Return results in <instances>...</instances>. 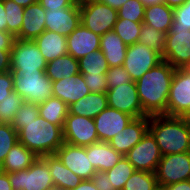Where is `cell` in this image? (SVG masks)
I'll use <instances>...</instances> for the list:
<instances>
[{
    "label": "cell",
    "instance_id": "21",
    "mask_svg": "<svg viewBox=\"0 0 190 190\" xmlns=\"http://www.w3.org/2000/svg\"><path fill=\"white\" fill-rule=\"evenodd\" d=\"M45 9L37 2L24 10L23 22L16 39L34 40L45 30Z\"/></svg>",
    "mask_w": 190,
    "mask_h": 190
},
{
    "label": "cell",
    "instance_id": "44",
    "mask_svg": "<svg viewBox=\"0 0 190 190\" xmlns=\"http://www.w3.org/2000/svg\"><path fill=\"white\" fill-rule=\"evenodd\" d=\"M13 91L12 72L0 73V102L6 99Z\"/></svg>",
    "mask_w": 190,
    "mask_h": 190
},
{
    "label": "cell",
    "instance_id": "38",
    "mask_svg": "<svg viewBox=\"0 0 190 190\" xmlns=\"http://www.w3.org/2000/svg\"><path fill=\"white\" fill-rule=\"evenodd\" d=\"M18 142V133L11 124L0 123V166L6 155Z\"/></svg>",
    "mask_w": 190,
    "mask_h": 190
},
{
    "label": "cell",
    "instance_id": "17",
    "mask_svg": "<svg viewBox=\"0 0 190 190\" xmlns=\"http://www.w3.org/2000/svg\"><path fill=\"white\" fill-rule=\"evenodd\" d=\"M45 28L48 31L69 36L80 24L81 13L79 2L65 9L45 10Z\"/></svg>",
    "mask_w": 190,
    "mask_h": 190
},
{
    "label": "cell",
    "instance_id": "52",
    "mask_svg": "<svg viewBox=\"0 0 190 190\" xmlns=\"http://www.w3.org/2000/svg\"><path fill=\"white\" fill-rule=\"evenodd\" d=\"M71 190H98L92 180H83L79 185Z\"/></svg>",
    "mask_w": 190,
    "mask_h": 190
},
{
    "label": "cell",
    "instance_id": "31",
    "mask_svg": "<svg viewBox=\"0 0 190 190\" xmlns=\"http://www.w3.org/2000/svg\"><path fill=\"white\" fill-rule=\"evenodd\" d=\"M79 73L82 75H107L108 62L101 50H96L78 60Z\"/></svg>",
    "mask_w": 190,
    "mask_h": 190
},
{
    "label": "cell",
    "instance_id": "20",
    "mask_svg": "<svg viewBox=\"0 0 190 190\" xmlns=\"http://www.w3.org/2000/svg\"><path fill=\"white\" fill-rule=\"evenodd\" d=\"M52 84L53 96L59 98L68 106L90 93L80 73L54 81Z\"/></svg>",
    "mask_w": 190,
    "mask_h": 190
},
{
    "label": "cell",
    "instance_id": "10",
    "mask_svg": "<svg viewBox=\"0 0 190 190\" xmlns=\"http://www.w3.org/2000/svg\"><path fill=\"white\" fill-rule=\"evenodd\" d=\"M63 140L81 147L99 142L94 119L68 113L63 126Z\"/></svg>",
    "mask_w": 190,
    "mask_h": 190
},
{
    "label": "cell",
    "instance_id": "37",
    "mask_svg": "<svg viewBox=\"0 0 190 190\" xmlns=\"http://www.w3.org/2000/svg\"><path fill=\"white\" fill-rule=\"evenodd\" d=\"M24 102L15 91L7 95L6 99L0 102V123L11 124Z\"/></svg>",
    "mask_w": 190,
    "mask_h": 190
},
{
    "label": "cell",
    "instance_id": "5",
    "mask_svg": "<svg viewBox=\"0 0 190 190\" xmlns=\"http://www.w3.org/2000/svg\"><path fill=\"white\" fill-rule=\"evenodd\" d=\"M81 24L97 35L113 30L118 18L117 10L101 1L79 2Z\"/></svg>",
    "mask_w": 190,
    "mask_h": 190
},
{
    "label": "cell",
    "instance_id": "23",
    "mask_svg": "<svg viewBox=\"0 0 190 190\" xmlns=\"http://www.w3.org/2000/svg\"><path fill=\"white\" fill-rule=\"evenodd\" d=\"M34 41L47 63L68 54L67 37L57 32L45 30Z\"/></svg>",
    "mask_w": 190,
    "mask_h": 190
},
{
    "label": "cell",
    "instance_id": "26",
    "mask_svg": "<svg viewBox=\"0 0 190 190\" xmlns=\"http://www.w3.org/2000/svg\"><path fill=\"white\" fill-rule=\"evenodd\" d=\"M108 107L106 93H89L84 98L68 106L69 114L94 119Z\"/></svg>",
    "mask_w": 190,
    "mask_h": 190
},
{
    "label": "cell",
    "instance_id": "53",
    "mask_svg": "<svg viewBox=\"0 0 190 190\" xmlns=\"http://www.w3.org/2000/svg\"><path fill=\"white\" fill-rule=\"evenodd\" d=\"M128 0H101V2L109 5L111 8L115 10H119L122 5H124Z\"/></svg>",
    "mask_w": 190,
    "mask_h": 190
},
{
    "label": "cell",
    "instance_id": "11",
    "mask_svg": "<svg viewBox=\"0 0 190 190\" xmlns=\"http://www.w3.org/2000/svg\"><path fill=\"white\" fill-rule=\"evenodd\" d=\"M163 60L175 69L185 68L190 63V30L170 28L166 34Z\"/></svg>",
    "mask_w": 190,
    "mask_h": 190
},
{
    "label": "cell",
    "instance_id": "50",
    "mask_svg": "<svg viewBox=\"0 0 190 190\" xmlns=\"http://www.w3.org/2000/svg\"><path fill=\"white\" fill-rule=\"evenodd\" d=\"M0 31L7 32V15L3 0H0Z\"/></svg>",
    "mask_w": 190,
    "mask_h": 190
},
{
    "label": "cell",
    "instance_id": "55",
    "mask_svg": "<svg viewBox=\"0 0 190 190\" xmlns=\"http://www.w3.org/2000/svg\"><path fill=\"white\" fill-rule=\"evenodd\" d=\"M12 1H14L17 5L22 6L24 8L38 2V0H12Z\"/></svg>",
    "mask_w": 190,
    "mask_h": 190
},
{
    "label": "cell",
    "instance_id": "12",
    "mask_svg": "<svg viewBox=\"0 0 190 190\" xmlns=\"http://www.w3.org/2000/svg\"><path fill=\"white\" fill-rule=\"evenodd\" d=\"M135 170L155 173L162 154L153 135L148 131L126 155Z\"/></svg>",
    "mask_w": 190,
    "mask_h": 190
},
{
    "label": "cell",
    "instance_id": "24",
    "mask_svg": "<svg viewBox=\"0 0 190 190\" xmlns=\"http://www.w3.org/2000/svg\"><path fill=\"white\" fill-rule=\"evenodd\" d=\"M46 161L53 184L57 188L65 190L74 189L83 179L73 173L69 168L63 165L55 154L42 156Z\"/></svg>",
    "mask_w": 190,
    "mask_h": 190
},
{
    "label": "cell",
    "instance_id": "32",
    "mask_svg": "<svg viewBox=\"0 0 190 190\" xmlns=\"http://www.w3.org/2000/svg\"><path fill=\"white\" fill-rule=\"evenodd\" d=\"M142 25L143 22L117 18L113 31L127 46H131L138 42Z\"/></svg>",
    "mask_w": 190,
    "mask_h": 190
},
{
    "label": "cell",
    "instance_id": "19",
    "mask_svg": "<svg viewBox=\"0 0 190 190\" xmlns=\"http://www.w3.org/2000/svg\"><path fill=\"white\" fill-rule=\"evenodd\" d=\"M101 36L93 33L80 24L69 36H67L68 54L76 60L100 50Z\"/></svg>",
    "mask_w": 190,
    "mask_h": 190
},
{
    "label": "cell",
    "instance_id": "43",
    "mask_svg": "<svg viewBox=\"0 0 190 190\" xmlns=\"http://www.w3.org/2000/svg\"><path fill=\"white\" fill-rule=\"evenodd\" d=\"M39 116V108L36 103L24 102L20 110L15 114L12 122H29Z\"/></svg>",
    "mask_w": 190,
    "mask_h": 190
},
{
    "label": "cell",
    "instance_id": "15",
    "mask_svg": "<svg viewBox=\"0 0 190 190\" xmlns=\"http://www.w3.org/2000/svg\"><path fill=\"white\" fill-rule=\"evenodd\" d=\"M55 155L64 166L83 180H92L96 173L89 157H87L86 147L74 146L64 142L57 149Z\"/></svg>",
    "mask_w": 190,
    "mask_h": 190
},
{
    "label": "cell",
    "instance_id": "49",
    "mask_svg": "<svg viewBox=\"0 0 190 190\" xmlns=\"http://www.w3.org/2000/svg\"><path fill=\"white\" fill-rule=\"evenodd\" d=\"M164 190H190V180H184L163 187Z\"/></svg>",
    "mask_w": 190,
    "mask_h": 190
},
{
    "label": "cell",
    "instance_id": "48",
    "mask_svg": "<svg viewBox=\"0 0 190 190\" xmlns=\"http://www.w3.org/2000/svg\"><path fill=\"white\" fill-rule=\"evenodd\" d=\"M11 51L0 50V73L10 71Z\"/></svg>",
    "mask_w": 190,
    "mask_h": 190
},
{
    "label": "cell",
    "instance_id": "51",
    "mask_svg": "<svg viewBox=\"0 0 190 190\" xmlns=\"http://www.w3.org/2000/svg\"><path fill=\"white\" fill-rule=\"evenodd\" d=\"M0 190H13L8 178V173L0 170Z\"/></svg>",
    "mask_w": 190,
    "mask_h": 190
},
{
    "label": "cell",
    "instance_id": "25",
    "mask_svg": "<svg viewBox=\"0 0 190 190\" xmlns=\"http://www.w3.org/2000/svg\"><path fill=\"white\" fill-rule=\"evenodd\" d=\"M127 48L128 46L113 30L101 35L100 50L109 67L123 66Z\"/></svg>",
    "mask_w": 190,
    "mask_h": 190
},
{
    "label": "cell",
    "instance_id": "61",
    "mask_svg": "<svg viewBox=\"0 0 190 190\" xmlns=\"http://www.w3.org/2000/svg\"><path fill=\"white\" fill-rule=\"evenodd\" d=\"M155 190H164L163 187H157Z\"/></svg>",
    "mask_w": 190,
    "mask_h": 190
},
{
    "label": "cell",
    "instance_id": "62",
    "mask_svg": "<svg viewBox=\"0 0 190 190\" xmlns=\"http://www.w3.org/2000/svg\"><path fill=\"white\" fill-rule=\"evenodd\" d=\"M55 190H65V189L55 187Z\"/></svg>",
    "mask_w": 190,
    "mask_h": 190
},
{
    "label": "cell",
    "instance_id": "33",
    "mask_svg": "<svg viewBox=\"0 0 190 190\" xmlns=\"http://www.w3.org/2000/svg\"><path fill=\"white\" fill-rule=\"evenodd\" d=\"M134 171V166L124 156L113 168L106 172L110 178L111 187H114L117 190H122L124 184Z\"/></svg>",
    "mask_w": 190,
    "mask_h": 190
},
{
    "label": "cell",
    "instance_id": "60",
    "mask_svg": "<svg viewBox=\"0 0 190 190\" xmlns=\"http://www.w3.org/2000/svg\"><path fill=\"white\" fill-rule=\"evenodd\" d=\"M44 190H55V186L49 187V188L44 189Z\"/></svg>",
    "mask_w": 190,
    "mask_h": 190
},
{
    "label": "cell",
    "instance_id": "58",
    "mask_svg": "<svg viewBox=\"0 0 190 190\" xmlns=\"http://www.w3.org/2000/svg\"><path fill=\"white\" fill-rule=\"evenodd\" d=\"M95 1H101V0H78V2H95Z\"/></svg>",
    "mask_w": 190,
    "mask_h": 190
},
{
    "label": "cell",
    "instance_id": "18",
    "mask_svg": "<svg viewBox=\"0 0 190 190\" xmlns=\"http://www.w3.org/2000/svg\"><path fill=\"white\" fill-rule=\"evenodd\" d=\"M134 117L120 112L112 107H107L95 118V128L99 141L108 142L121 132Z\"/></svg>",
    "mask_w": 190,
    "mask_h": 190
},
{
    "label": "cell",
    "instance_id": "6",
    "mask_svg": "<svg viewBox=\"0 0 190 190\" xmlns=\"http://www.w3.org/2000/svg\"><path fill=\"white\" fill-rule=\"evenodd\" d=\"M13 91L26 102L40 104L53 96V84L46 73H24L13 76Z\"/></svg>",
    "mask_w": 190,
    "mask_h": 190
},
{
    "label": "cell",
    "instance_id": "36",
    "mask_svg": "<svg viewBox=\"0 0 190 190\" xmlns=\"http://www.w3.org/2000/svg\"><path fill=\"white\" fill-rule=\"evenodd\" d=\"M3 5L7 15V32L16 37L21 30L25 8L12 0H3Z\"/></svg>",
    "mask_w": 190,
    "mask_h": 190
},
{
    "label": "cell",
    "instance_id": "59",
    "mask_svg": "<svg viewBox=\"0 0 190 190\" xmlns=\"http://www.w3.org/2000/svg\"><path fill=\"white\" fill-rule=\"evenodd\" d=\"M184 69L190 73V63Z\"/></svg>",
    "mask_w": 190,
    "mask_h": 190
},
{
    "label": "cell",
    "instance_id": "30",
    "mask_svg": "<svg viewBox=\"0 0 190 190\" xmlns=\"http://www.w3.org/2000/svg\"><path fill=\"white\" fill-rule=\"evenodd\" d=\"M39 115L51 124L58 125L63 129L65 119L69 113L68 105L57 97H50L38 104Z\"/></svg>",
    "mask_w": 190,
    "mask_h": 190
},
{
    "label": "cell",
    "instance_id": "34",
    "mask_svg": "<svg viewBox=\"0 0 190 190\" xmlns=\"http://www.w3.org/2000/svg\"><path fill=\"white\" fill-rule=\"evenodd\" d=\"M157 187L155 173L135 170L122 190H155Z\"/></svg>",
    "mask_w": 190,
    "mask_h": 190
},
{
    "label": "cell",
    "instance_id": "14",
    "mask_svg": "<svg viewBox=\"0 0 190 190\" xmlns=\"http://www.w3.org/2000/svg\"><path fill=\"white\" fill-rule=\"evenodd\" d=\"M108 106L129 114L134 118L147 116L139 100L136 82L121 84L106 92Z\"/></svg>",
    "mask_w": 190,
    "mask_h": 190
},
{
    "label": "cell",
    "instance_id": "57",
    "mask_svg": "<svg viewBox=\"0 0 190 190\" xmlns=\"http://www.w3.org/2000/svg\"><path fill=\"white\" fill-rule=\"evenodd\" d=\"M181 117H183L188 122H190V106H189V109Z\"/></svg>",
    "mask_w": 190,
    "mask_h": 190
},
{
    "label": "cell",
    "instance_id": "2",
    "mask_svg": "<svg viewBox=\"0 0 190 190\" xmlns=\"http://www.w3.org/2000/svg\"><path fill=\"white\" fill-rule=\"evenodd\" d=\"M11 125L18 133V142L37 157L55 154L64 143L63 129L40 115L29 122H12Z\"/></svg>",
    "mask_w": 190,
    "mask_h": 190
},
{
    "label": "cell",
    "instance_id": "9",
    "mask_svg": "<svg viewBox=\"0 0 190 190\" xmlns=\"http://www.w3.org/2000/svg\"><path fill=\"white\" fill-rule=\"evenodd\" d=\"M162 61L163 57L160 53L137 42L128 46L123 67L130 74L132 80L136 82Z\"/></svg>",
    "mask_w": 190,
    "mask_h": 190
},
{
    "label": "cell",
    "instance_id": "27",
    "mask_svg": "<svg viewBox=\"0 0 190 190\" xmlns=\"http://www.w3.org/2000/svg\"><path fill=\"white\" fill-rule=\"evenodd\" d=\"M37 158L32 151L17 142L6 155L0 170L6 173L27 170Z\"/></svg>",
    "mask_w": 190,
    "mask_h": 190
},
{
    "label": "cell",
    "instance_id": "35",
    "mask_svg": "<svg viewBox=\"0 0 190 190\" xmlns=\"http://www.w3.org/2000/svg\"><path fill=\"white\" fill-rule=\"evenodd\" d=\"M166 33L143 24L140 30L138 43L145 44L148 48L160 53L163 57Z\"/></svg>",
    "mask_w": 190,
    "mask_h": 190
},
{
    "label": "cell",
    "instance_id": "46",
    "mask_svg": "<svg viewBox=\"0 0 190 190\" xmlns=\"http://www.w3.org/2000/svg\"><path fill=\"white\" fill-rule=\"evenodd\" d=\"M92 181L98 190H117L111 187L110 178L106 171L96 172L92 177Z\"/></svg>",
    "mask_w": 190,
    "mask_h": 190
},
{
    "label": "cell",
    "instance_id": "7",
    "mask_svg": "<svg viewBox=\"0 0 190 190\" xmlns=\"http://www.w3.org/2000/svg\"><path fill=\"white\" fill-rule=\"evenodd\" d=\"M13 190H44L54 186L49 167L42 157L23 171L8 173Z\"/></svg>",
    "mask_w": 190,
    "mask_h": 190
},
{
    "label": "cell",
    "instance_id": "16",
    "mask_svg": "<svg viewBox=\"0 0 190 190\" xmlns=\"http://www.w3.org/2000/svg\"><path fill=\"white\" fill-rule=\"evenodd\" d=\"M149 131V116L133 118L129 124L107 143L125 156Z\"/></svg>",
    "mask_w": 190,
    "mask_h": 190
},
{
    "label": "cell",
    "instance_id": "56",
    "mask_svg": "<svg viewBox=\"0 0 190 190\" xmlns=\"http://www.w3.org/2000/svg\"><path fill=\"white\" fill-rule=\"evenodd\" d=\"M145 6H153L156 4L164 3V0H140Z\"/></svg>",
    "mask_w": 190,
    "mask_h": 190
},
{
    "label": "cell",
    "instance_id": "8",
    "mask_svg": "<svg viewBox=\"0 0 190 190\" xmlns=\"http://www.w3.org/2000/svg\"><path fill=\"white\" fill-rule=\"evenodd\" d=\"M155 175L159 187L190 180V151L162 156Z\"/></svg>",
    "mask_w": 190,
    "mask_h": 190
},
{
    "label": "cell",
    "instance_id": "29",
    "mask_svg": "<svg viewBox=\"0 0 190 190\" xmlns=\"http://www.w3.org/2000/svg\"><path fill=\"white\" fill-rule=\"evenodd\" d=\"M45 73L52 82L79 74L78 60L70 54L60 56L47 63Z\"/></svg>",
    "mask_w": 190,
    "mask_h": 190
},
{
    "label": "cell",
    "instance_id": "1",
    "mask_svg": "<svg viewBox=\"0 0 190 190\" xmlns=\"http://www.w3.org/2000/svg\"><path fill=\"white\" fill-rule=\"evenodd\" d=\"M175 68L163 60L136 81L139 100L147 116L167 115L170 84Z\"/></svg>",
    "mask_w": 190,
    "mask_h": 190
},
{
    "label": "cell",
    "instance_id": "54",
    "mask_svg": "<svg viewBox=\"0 0 190 190\" xmlns=\"http://www.w3.org/2000/svg\"><path fill=\"white\" fill-rule=\"evenodd\" d=\"M186 1L187 0H164V3L171 8H175L183 5Z\"/></svg>",
    "mask_w": 190,
    "mask_h": 190
},
{
    "label": "cell",
    "instance_id": "40",
    "mask_svg": "<svg viewBox=\"0 0 190 190\" xmlns=\"http://www.w3.org/2000/svg\"><path fill=\"white\" fill-rule=\"evenodd\" d=\"M171 28L190 30V0L183 5L173 8V22Z\"/></svg>",
    "mask_w": 190,
    "mask_h": 190
},
{
    "label": "cell",
    "instance_id": "28",
    "mask_svg": "<svg viewBox=\"0 0 190 190\" xmlns=\"http://www.w3.org/2000/svg\"><path fill=\"white\" fill-rule=\"evenodd\" d=\"M173 22V8L165 3L145 7L143 24L164 33L170 31Z\"/></svg>",
    "mask_w": 190,
    "mask_h": 190
},
{
    "label": "cell",
    "instance_id": "13",
    "mask_svg": "<svg viewBox=\"0 0 190 190\" xmlns=\"http://www.w3.org/2000/svg\"><path fill=\"white\" fill-rule=\"evenodd\" d=\"M190 106V73L184 68L175 69L167 102V116L181 117Z\"/></svg>",
    "mask_w": 190,
    "mask_h": 190
},
{
    "label": "cell",
    "instance_id": "4",
    "mask_svg": "<svg viewBox=\"0 0 190 190\" xmlns=\"http://www.w3.org/2000/svg\"><path fill=\"white\" fill-rule=\"evenodd\" d=\"M47 62L34 40L15 39L11 49L10 71L13 76L24 73L44 74Z\"/></svg>",
    "mask_w": 190,
    "mask_h": 190
},
{
    "label": "cell",
    "instance_id": "22",
    "mask_svg": "<svg viewBox=\"0 0 190 190\" xmlns=\"http://www.w3.org/2000/svg\"><path fill=\"white\" fill-rule=\"evenodd\" d=\"M86 154L96 172L113 168L124 157L103 141L86 146Z\"/></svg>",
    "mask_w": 190,
    "mask_h": 190
},
{
    "label": "cell",
    "instance_id": "3",
    "mask_svg": "<svg viewBox=\"0 0 190 190\" xmlns=\"http://www.w3.org/2000/svg\"><path fill=\"white\" fill-rule=\"evenodd\" d=\"M149 132L155 138L162 156L190 151V122L183 117L150 116Z\"/></svg>",
    "mask_w": 190,
    "mask_h": 190
},
{
    "label": "cell",
    "instance_id": "39",
    "mask_svg": "<svg viewBox=\"0 0 190 190\" xmlns=\"http://www.w3.org/2000/svg\"><path fill=\"white\" fill-rule=\"evenodd\" d=\"M145 5L140 0H128L117 11L118 18L127 19L132 22H143Z\"/></svg>",
    "mask_w": 190,
    "mask_h": 190
},
{
    "label": "cell",
    "instance_id": "47",
    "mask_svg": "<svg viewBox=\"0 0 190 190\" xmlns=\"http://www.w3.org/2000/svg\"><path fill=\"white\" fill-rule=\"evenodd\" d=\"M15 39L11 33L0 31V50L11 51Z\"/></svg>",
    "mask_w": 190,
    "mask_h": 190
},
{
    "label": "cell",
    "instance_id": "41",
    "mask_svg": "<svg viewBox=\"0 0 190 190\" xmlns=\"http://www.w3.org/2000/svg\"><path fill=\"white\" fill-rule=\"evenodd\" d=\"M131 82H133V80L123 66L109 67L107 71L108 89H112L121 84H128Z\"/></svg>",
    "mask_w": 190,
    "mask_h": 190
},
{
    "label": "cell",
    "instance_id": "42",
    "mask_svg": "<svg viewBox=\"0 0 190 190\" xmlns=\"http://www.w3.org/2000/svg\"><path fill=\"white\" fill-rule=\"evenodd\" d=\"M91 93H106L108 91L107 75H82Z\"/></svg>",
    "mask_w": 190,
    "mask_h": 190
},
{
    "label": "cell",
    "instance_id": "45",
    "mask_svg": "<svg viewBox=\"0 0 190 190\" xmlns=\"http://www.w3.org/2000/svg\"><path fill=\"white\" fill-rule=\"evenodd\" d=\"M78 0H38V3L45 9H65L72 7Z\"/></svg>",
    "mask_w": 190,
    "mask_h": 190
}]
</instances>
